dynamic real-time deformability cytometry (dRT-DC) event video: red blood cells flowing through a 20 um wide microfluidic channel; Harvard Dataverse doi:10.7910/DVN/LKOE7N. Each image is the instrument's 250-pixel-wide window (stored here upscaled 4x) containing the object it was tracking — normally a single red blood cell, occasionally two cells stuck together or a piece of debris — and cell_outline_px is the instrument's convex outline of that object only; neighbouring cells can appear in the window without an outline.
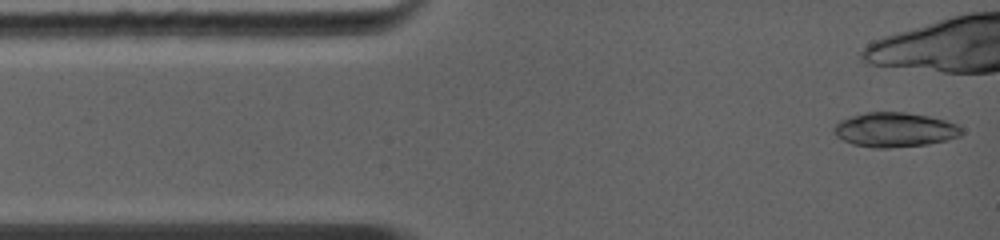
{"species": "common noctule bat (a hibernating species)", "species_latin": "Nyctalus noctula", "temperature_condition": "warm", "stored_images_in_passage": 6, "camera_frame_rate_fps": 5000, "um_per_image_px": 0.085, "animal": {"sex": "female", "body_mass_g": 19.0, "forearm_length_mm": 56.7}, "frame": {"image": 1, "passage_image": 1, "time_ms": 0.0, "image_size_px": [1000, 240], "cell_outline_px": [[964, 132], [960, 136], [948, 140], [928, 144], [888, 148], [876, 148], [852, 144], [836, 136], [832, 132], [832, 128], [840, 120], [852, 116], [868, 112], [904, 112], [928, 116], [944, 120], [956, 124]], "centroid_in_image_um": [76.04, 11.03], "position_along_channel_um": 9.0, "area_um2": 25.66}}